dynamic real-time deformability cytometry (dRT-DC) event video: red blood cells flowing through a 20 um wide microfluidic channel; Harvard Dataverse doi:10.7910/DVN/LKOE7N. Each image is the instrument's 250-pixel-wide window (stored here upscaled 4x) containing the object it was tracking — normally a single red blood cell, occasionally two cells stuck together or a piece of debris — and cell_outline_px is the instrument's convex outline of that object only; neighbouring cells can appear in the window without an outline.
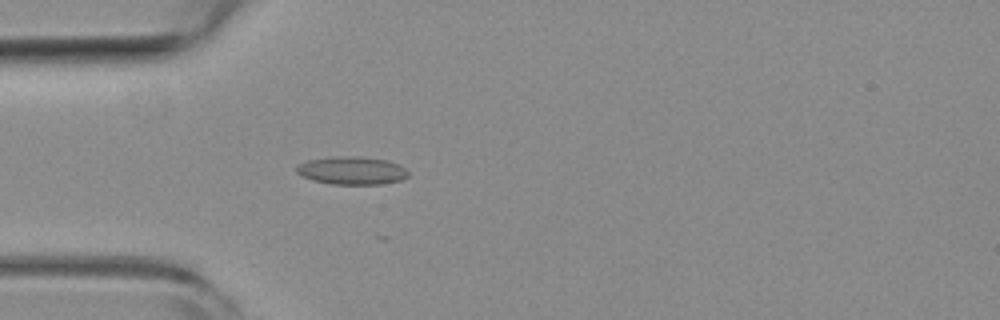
{"species": "common noctule bat (a hibernating species)", "species_latin": "Nyctalus noctula", "temperature_condition": "room temperature", "stored_images_in_passage": 18, "camera_frame_rate_fps": 3000, "um_per_image_px": 0.085, "animal": {"sex": "female", "body_mass_g": 19.3, "forearm_length_mm": 54.1}, "frame": {"image": 1, "passage_image": 5, "time_ms": 1.333, "image_size_px": [1000, 320], "cell_outline_px": [[408, 176], [400, 180], [380, 184], [332, 184], [312, 180], [296, 172], [296, 168], [300, 164], [308, 160], [336, 156], [356, 156], [388, 160], [400, 164], [408, 172]], "centroid_in_image_um": [29.93, 14.49], "position_along_channel_um": 55.1, "area_um2": 18.09}}
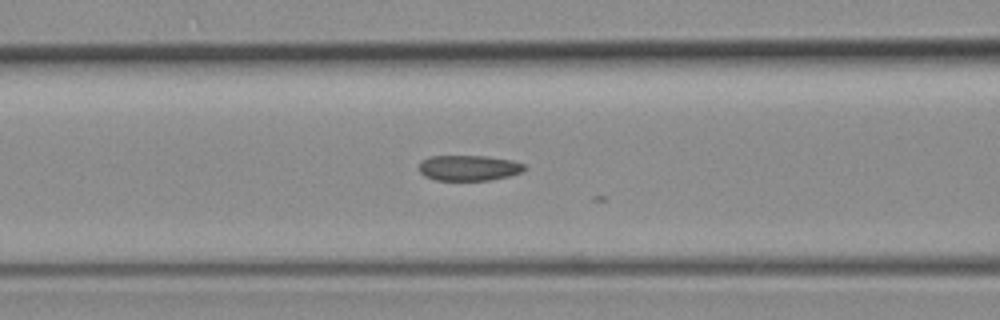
{"frame": {"image": 2, "passage_image": 11, "time_ms": 3.333, "image_size_px": [1000, 320], "cell_outline_px": [[528, 168], [524, 172], [508, 176], [488, 180], [436, 180], [424, 176], [420, 172], [420, 160], [428, 156], [488, 156], [512, 160], [524, 164]], "centroid_in_image_um": [39.87, 14.26], "position_along_channel_um": 126.7, "area_um2": 15.84}}
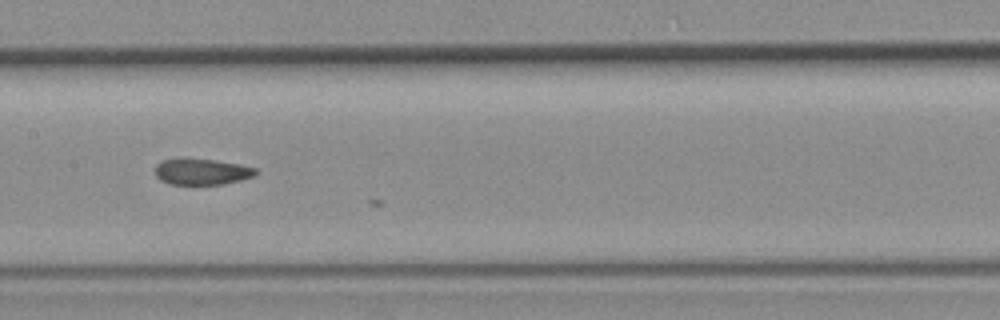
{"frame": {"image": 3, "passage_image": 16, "time_ms": 5.0, "image_size_px": [1000, 320], "cell_outline_px": [[256, 176], [224, 184], [168, 184], [160, 180], [156, 176], [156, 164], [160, 160], [180, 156], [184, 156], [240, 164], [256, 168]], "centroid_in_image_um": [17.09, 14.56], "position_along_channel_um": 190.3, "area_um2": 15.78}}